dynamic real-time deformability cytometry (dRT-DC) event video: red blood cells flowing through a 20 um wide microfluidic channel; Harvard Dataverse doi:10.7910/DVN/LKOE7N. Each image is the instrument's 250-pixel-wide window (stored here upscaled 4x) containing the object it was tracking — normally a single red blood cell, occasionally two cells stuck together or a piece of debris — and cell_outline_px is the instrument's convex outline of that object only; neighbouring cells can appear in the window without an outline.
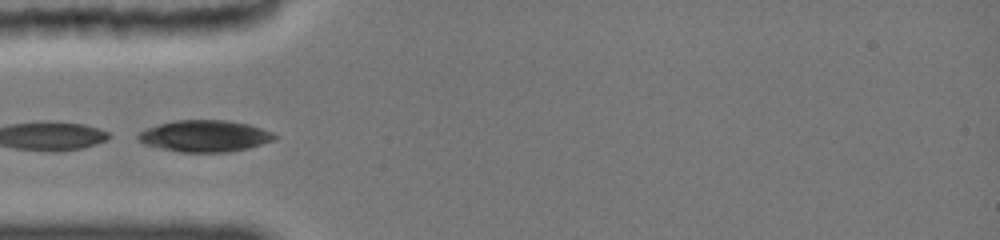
{"species": "common noctule bat (a hibernating species)", "species_latin": "Nyctalus noctula", "temperature_condition": "cold", "stored_images_in_passage": 17, "camera_frame_rate_fps": 3000, "um_per_image_px": 0.085, "animal": {"sex": "female", "body_mass_g": 19.0, "forearm_length_mm": 51.5}, "frame": {"image": 1, "passage_image": 12, "time_ms": 4.667, "image_size_px": [1000, 240], "cell_outline_px": [[276, 136], [272, 140], [248, 148], [228, 152], [180, 152], [160, 148], [144, 144], [136, 140], [136, 136], [140, 132], [148, 128], [160, 124], [176, 120], [224, 120], [248, 124], [260, 128]], "centroid_in_image_um": [17.33, 11.57], "position_along_channel_um": 67.7, "area_um2": 24.74}}